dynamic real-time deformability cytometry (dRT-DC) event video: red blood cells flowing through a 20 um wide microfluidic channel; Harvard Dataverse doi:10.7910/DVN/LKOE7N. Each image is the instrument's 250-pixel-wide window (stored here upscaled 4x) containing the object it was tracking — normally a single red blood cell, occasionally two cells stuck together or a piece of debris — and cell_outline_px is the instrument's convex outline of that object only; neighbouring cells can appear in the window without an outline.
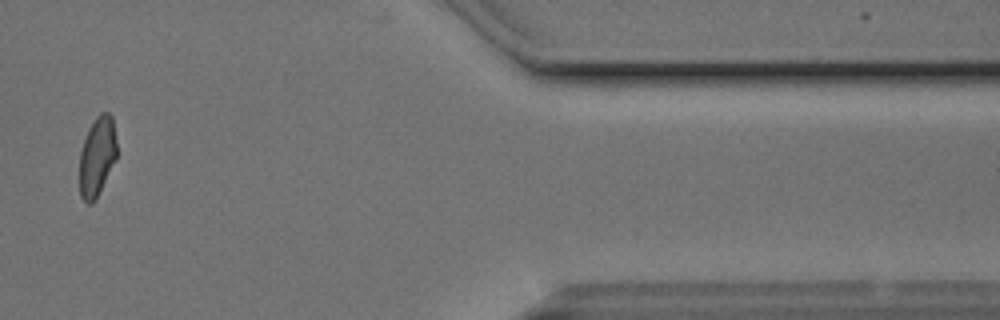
{"species": "Egyptian fruit bat (a non-hibernating species)", "species_latin": "Rousettus aegyptiacus", "temperature_condition": "cold", "stored_images_in_passage": 17, "camera_frame_rate_fps": 3000, "um_per_image_px": 0.085, "animal": {"sex": "male"}, "frame": {"image": 1, "passage_image": 15, "time_ms": 4.667, "image_size_px": [1000, 320], "cell_outline_px": [[116, 160], [92, 204], [88, 204], [80, 196], [80, 152], [88, 128], [96, 116], [100, 112], [108, 112], [112, 116], [116, 140]], "centroid_in_image_um": [8.25, 13.26], "position_along_channel_um": 403.1, "area_um2": 17.11}}